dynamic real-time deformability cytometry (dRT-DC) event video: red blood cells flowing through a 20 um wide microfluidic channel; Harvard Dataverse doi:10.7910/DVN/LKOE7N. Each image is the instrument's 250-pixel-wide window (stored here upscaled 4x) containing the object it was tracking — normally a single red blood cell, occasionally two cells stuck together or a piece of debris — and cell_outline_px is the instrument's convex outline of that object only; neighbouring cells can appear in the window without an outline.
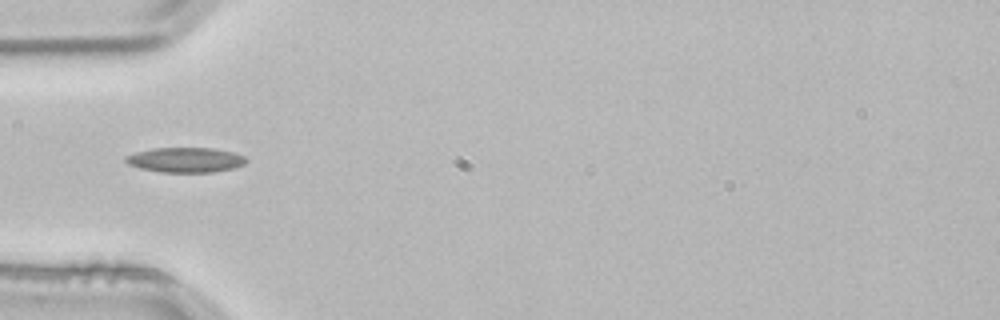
{"species": "common noctule bat (a hibernating species)", "species_latin": "Nyctalus noctula", "temperature_condition": "room temperature", "stored_images_in_passage": 3, "camera_frame_rate_fps": 3000, "um_per_image_px": 0.085, "animal": {"sex": "male", "body_mass_g": 21.5, "forearm_length_mm": 52.0}, "frame": {"image": 1, "passage_image": 3, "time_ms": 0.667, "image_size_px": [1000, 320], "cell_outline_px": [[248, 160], [244, 164], [236, 168], [212, 172], [160, 172], [140, 168], [128, 164], [124, 160], [124, 156], [136, 152], [152, 148], [212, 148], [236, 152], [244, 156]], "centroid_in_image_um": [15.78, 13.59], "position_along_channel_um": 69.2, "area_um2": 17.69}}